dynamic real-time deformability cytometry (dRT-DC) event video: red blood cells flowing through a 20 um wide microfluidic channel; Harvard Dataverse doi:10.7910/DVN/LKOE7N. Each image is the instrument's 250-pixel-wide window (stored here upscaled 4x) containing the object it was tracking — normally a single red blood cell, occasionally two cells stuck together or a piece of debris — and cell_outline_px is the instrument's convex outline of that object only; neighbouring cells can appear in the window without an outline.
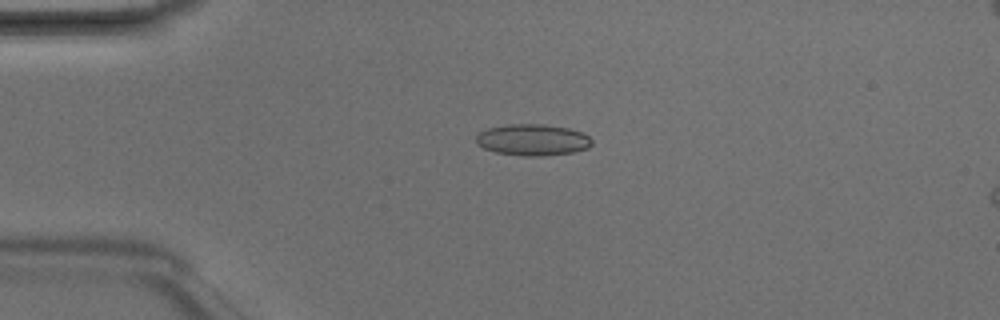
{"species": "Egyptian fruit bat (a non-hibernating species)", "species_latin": "Rousettus aegyptiacus", "temperature_condition": "room temperature", "stored_images_in_passage": 5, "camera_frame_rate_fps": 3000, "um_per_image_px": 0.085, "animal": {"sex": "male"}, "frame": {"image": 1, "passage_image": 4, "time_ms": 1.0, "image_size_px": [1000, 320], "cell_outline_px": [[592, 144], [588, 148], [572, 152], [540, 156], [520, 156], [496, 152], [484, 148], [476, 144], [476, 132], [488, 128], [508, 124], [544, 124], [568, 128], [580, 132], [588, 136], [592, 140]], "centroid_in_image_um": [45.23, 11.88], "position_along_channel_um": 39.8, "area_um2": 21.27}}